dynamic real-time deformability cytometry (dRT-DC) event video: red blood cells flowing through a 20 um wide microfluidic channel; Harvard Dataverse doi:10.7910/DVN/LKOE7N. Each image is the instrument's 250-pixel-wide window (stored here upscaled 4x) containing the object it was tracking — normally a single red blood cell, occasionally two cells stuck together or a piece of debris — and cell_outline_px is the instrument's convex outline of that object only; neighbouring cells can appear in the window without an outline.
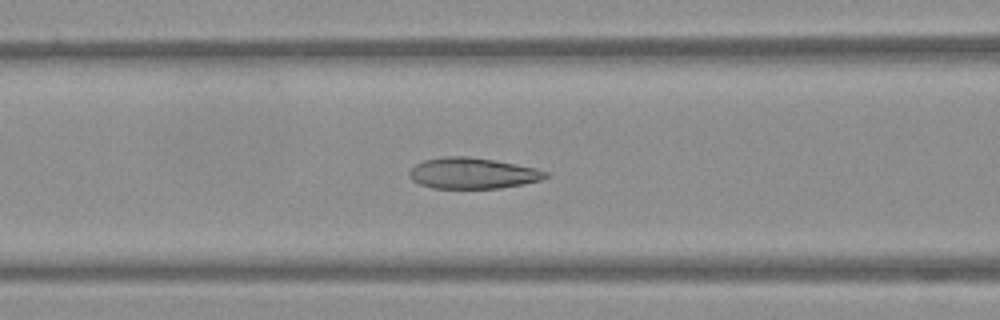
{"species": "Egyptian fruit bat (a non-hibernating species)", "species_latin": "Rousettus aegyptiacus", "temperature_condition": "warm", "stored_images_in_passage": 50, "camera_frame_rate_fps": 3000, "um_per_image_px": 0.085, "frame": {"image": 1, "passage_image": 19, "time_ms": 6.0, "image_size_px": [1000, 320], "cell_outline_px": [[552, 176], [540, 180], [524, 184], [500, 188], [432, 188], [420, 184], [412, 180], [408, 176], [408, 172], [416, 164], [424, 160], [444, 156], [468, 156], [516, 164], [536, 168], [548, 172]], "centroid_in_image_um": [40.18, 14.73], "position_along_channel_um": 126.4, "area_um2": 24.68}}
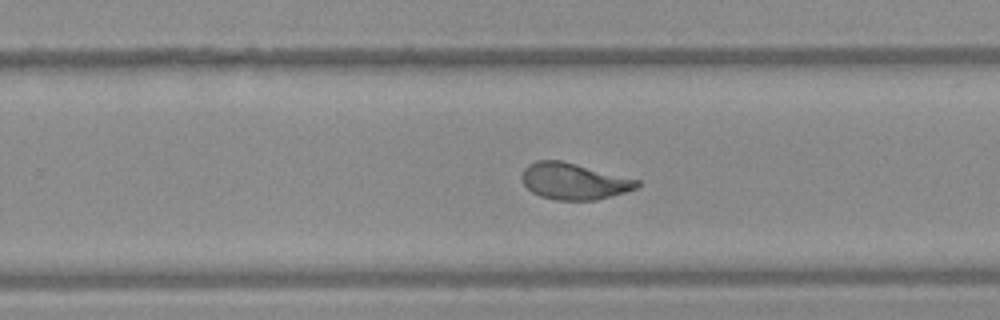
{"frame": {"image": 2, "passage_image": 31, "time_ms": 10.0, "image_size_px": [1000, 320], "cell_outline_px": [[640, 184], [636, 188], [624, 192], [596, 200], [556, 200], [540, 196], [532, 192], [524, 184], [520, 176], [524, 168], [528, 164], [536, 160], [560, 160], [640, 180]], "centroid_in_image_um": [48.74, 15.4], "position_along_channel_um": 281.1, "area_um2": 24.33}}
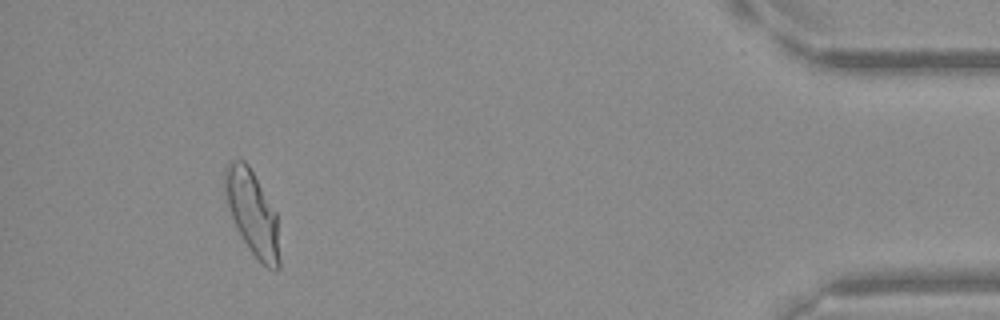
{"frame": {"image": 3, "passage_image": 46, "time_ms": 15.0, "image_size_px": [1000, 320], "cell_outline_px": [[280, 268], [276, 272], [268, 268], [248, 248], [232, 216], [224, 192], [224, 172], [228, 164], [232, 160], [244, 160], [248, 164], [276, 212], [280, 260]], "centroid_in_image_um": [21.47, 18.1], "position_along_channel_um": 413.7, "area_um2": 26.36}}